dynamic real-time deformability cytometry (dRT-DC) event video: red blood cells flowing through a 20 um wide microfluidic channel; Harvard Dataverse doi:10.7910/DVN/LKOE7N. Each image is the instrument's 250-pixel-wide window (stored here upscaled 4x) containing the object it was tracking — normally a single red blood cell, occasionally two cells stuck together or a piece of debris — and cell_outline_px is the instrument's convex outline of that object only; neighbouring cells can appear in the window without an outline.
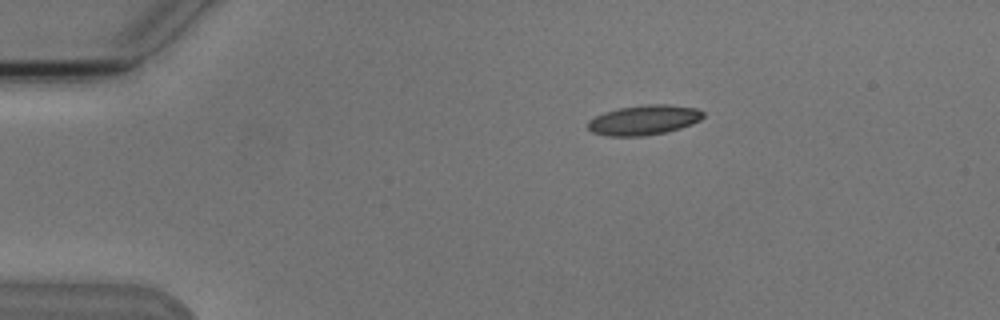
{"species": "Egyptian fruit bat (a non-hibernating species)", "species_latin": "Rousettus aegyptiacus", "temperature_condition": "cold", "stored_images_in_passage": 4, "camera_frame_rate_fps": 3000, "um_per_image_px": 0.085, "animal": {"sex": "male"}, "frame": {"image": 1, "passage_image": 1, "time_ms": 0.0, "image_size_px": [1000, 320], "cell_outline_px": [[704, 116], [700, 120], [692, 124], [680, 128], [664, 132], [644, 136], [608, 136], [592, 132], [588, 128], [588, 120], [604, 112], [620, 108], [648, 104], [668, 104], [696, 108], [704, 112]], "centroid_in_image_um": [54.74, 10.2], "position_along_channel_um": 30.3, "area_um2": 20.0}}
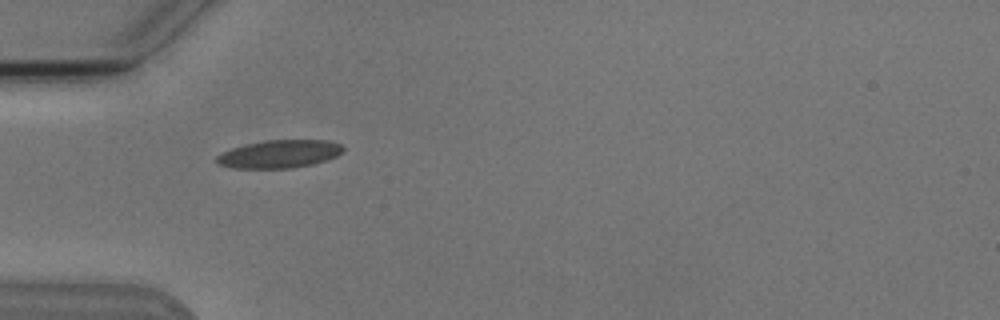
{"frame": {"image": 2, "passage_image": 3, "time_ms": 2.333, "image_size_px": [1000, 320], "cell_outline_px": [[344, 152], [328, 160], [312, 164], [292, 168], [232, 168], [216, 164], [216, 156], [232, 148], [264, 140], [328, 140], [340, 144], [344, 148]], "centroid_in_image_um": [23.77, 13.09], "position_along_channel_um": 61.2, "area_um2": 20.63}}